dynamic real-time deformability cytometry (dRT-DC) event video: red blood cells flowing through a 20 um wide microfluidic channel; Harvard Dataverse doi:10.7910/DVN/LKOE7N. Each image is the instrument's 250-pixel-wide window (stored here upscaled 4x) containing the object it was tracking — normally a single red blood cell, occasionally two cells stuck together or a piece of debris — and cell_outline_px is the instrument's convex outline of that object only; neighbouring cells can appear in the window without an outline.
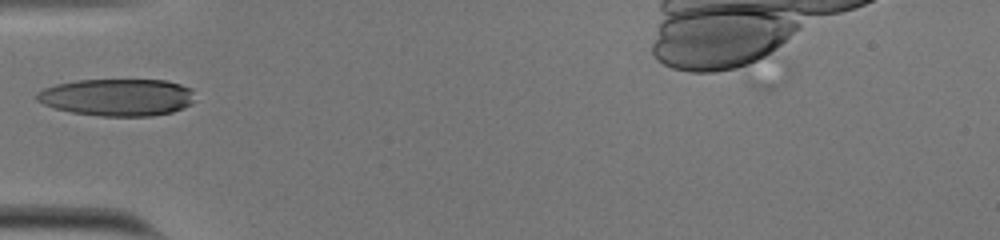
{"species": "human", "species_latin": "Homo sapiens", "temperature_condition": "cold", "stored_images_in_passage": 28, "camera_frame_rate_fps": 3000, "um_per_image_px": 0.085, "donor": {"sex": "male"}, "frame": {"image": 1, "passage_image": 1, "time_ms": 0.0, "image_size_px": [1000, 240], "cell_outline_px": [[192, 104], [184, 108], [172, 112], [152, 116], [100, 116], [72, 112], [56, 108], [44, 104], [36, 100], [36, 92], [44, 88], [56, 84], [76, 80], [168, 80], [192, 88]], "centroid_in_image_um": [9.98, 8.26], "position_along_channel_um": 75.0, "area_um2": 34.33}}
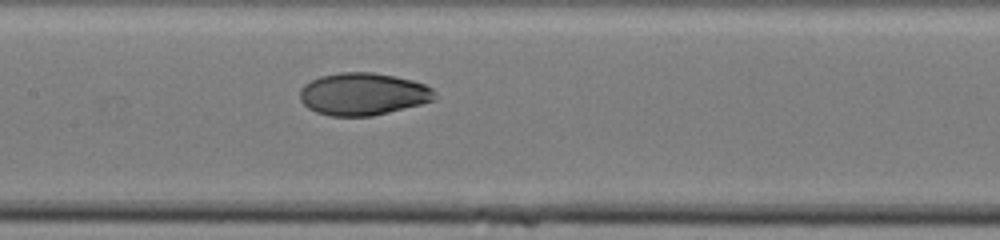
{"frame": {"image": 2, "passage_image": 9, "time_ms": 2.667, "image_size_px": [1000, 240], "cell_outline_px": [[436, 100], [372, 116], [328, 116], [316, 112], [308, 108], [300, 100], [300, 88], [304, 84], [320, 76], [340, 72], [372, 72], [396, 76], [412, 80], [424, 84], [432, 88], [436, 92]], "centroid_in_image_um": [30.85, 7.99], "position_along_channel_um": 176.5, "area_um2": 33.47}}
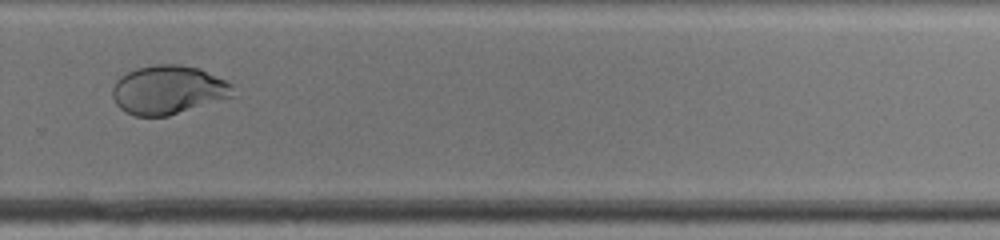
{"frame": {"image": 3, "passage_image": 20, "time_ms": 6.333, "image_size_px": [1000, 240], "cell_outline_px": [[232, 96], [168, 116], [136, 116], [124, 112], [116, 104], [112, 96], [112, 88], [116, 80], [120, 76], [136, 68], [152, 64], [180, 64], [200, 68], [232, 84]], "centroid_in_image_um": [14.24, 7.63], "position_along_channel_um": 315.6, "area_um2": 34.16}}